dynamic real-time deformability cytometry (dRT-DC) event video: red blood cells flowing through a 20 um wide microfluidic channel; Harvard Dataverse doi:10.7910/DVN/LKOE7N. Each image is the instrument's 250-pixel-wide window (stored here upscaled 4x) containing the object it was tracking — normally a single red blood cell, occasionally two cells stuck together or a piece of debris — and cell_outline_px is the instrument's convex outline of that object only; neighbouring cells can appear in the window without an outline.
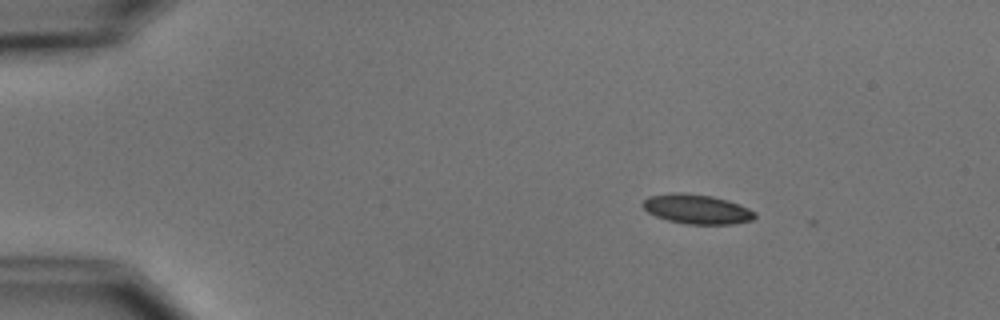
{"species": "common noctule bat (a hibernating species)", "species_latin": "Nyctalus noctula", "temperature_condition": "cold", "stored_images_in_passage": 4, "camera_frame_rate_fps": 3000, "um_per_image_px": 0.085, "animal": {"sex": "male", "body_mass_g": 15.6}, "frame": {"image": 1, "passage_image": 1, "time_ms": 0.0, "image_size_px": [1000, 320], "cell_outline_px": [[756, 216], [752, 220], [732, 224], [688, 224], [668, 220], [656, 216], [648, 212], [640, 204], [648, 196], [676, 192], [680, 192], [712, 196], [728, 200], [740, 204], [756, 212]], "centroid_in_image_um": [59.23, 17.77], "position_along_channel_um": 25.8, "area_um2": 19.31}}
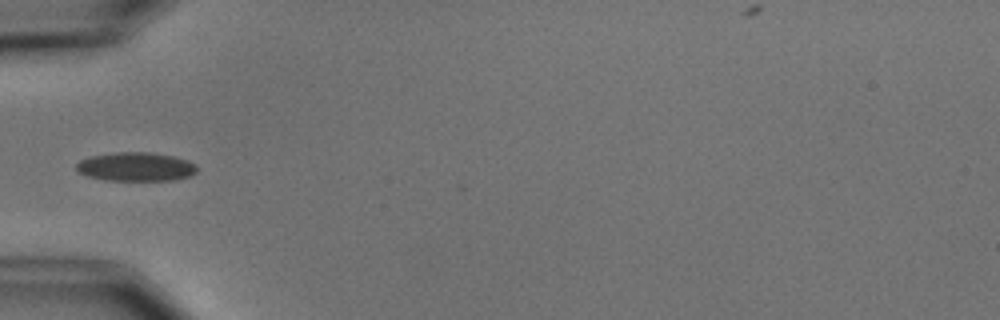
{"frame": {"image": 2, "passage_image": 4, "time_ms": 3.333, "image_size_px": [1000, 320], "cell_outline_px": [[196, 172], [188, 176], [176, 180], [104, 180], [88, 176], [80, 172], [76, 168], [76, 164], [80, 160], [92, 156], [116, 152], [148, 152], [172, 156], [188, 160], [196, 164]], "centroid_in_image_um": [11.56, 14.17], "position_along_channel_um": 73.4, "area_um2": 20.11}}